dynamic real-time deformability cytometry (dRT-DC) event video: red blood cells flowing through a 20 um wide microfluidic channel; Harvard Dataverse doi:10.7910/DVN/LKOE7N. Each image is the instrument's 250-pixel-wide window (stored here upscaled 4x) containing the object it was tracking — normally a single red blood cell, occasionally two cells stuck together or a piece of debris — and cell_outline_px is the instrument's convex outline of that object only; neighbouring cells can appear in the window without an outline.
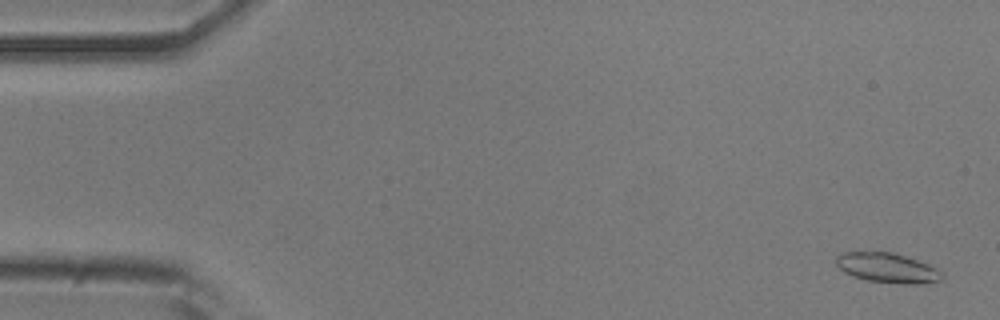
{"species": "common noctule bat (a hibernating species)", "species_latin": "Nyctalus noctula", "temperature_condition": "room temperature", "stored_images_in_passage": 54, "camera_frame_rate_fps": 3000, "um_per_image_px": 0.085, "animal": {"sex": "male", "body_mass_g": 20.5, "forearm_length_mm": 52.5}, "frame": {"image": 1, "passage_image": 2, "time_ms": 0.333, "image_size_px": [1000, 320], "cell_outline_px": [[944, 280], [924, 284], [904, 284], [868, 280], [852, 276], [844, 272], [836, 264], [836, 256], [844, 252], [892, 252], [928, 264], [936, 268], [944, 276]], "centroid_in_image_um": [75.45, 22.78], "position_along_channel_um": 9.5, "area_um2": 18.32}}
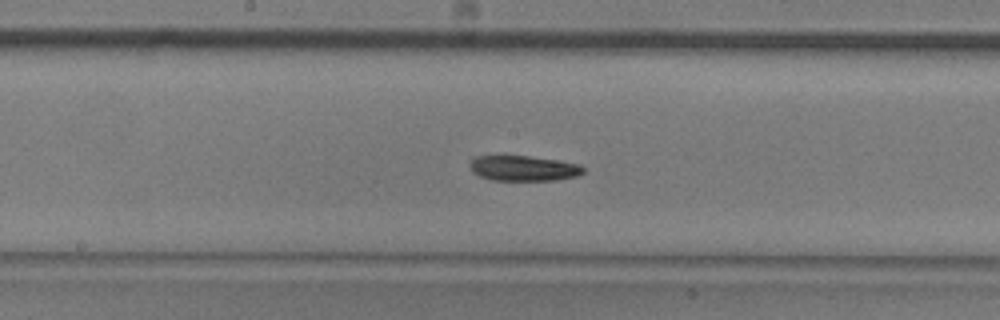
{"frame": {"image": 2, "passage_image": 28, "time_ms": 9.0, "image_size_px": [1000, 320], "cell_outline_px": [[584, 172], [576, 176], [556, 180], [492, 180], [480, 176], [472, 172], [468, 164], [476, 156], [528, 156], [556, 160], [580, 164], [584, 168]], "centroid_in_image_um": [44.49, 14.3], "position_along_channel_um": 203.7, "area_um2": 16.65}}
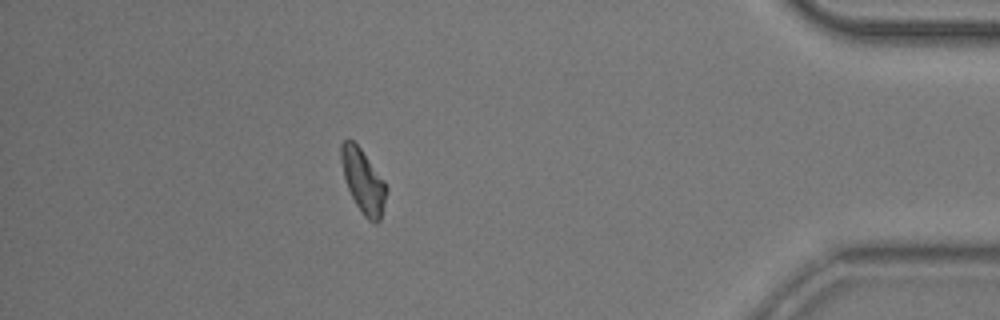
{"frame": {"image": 3, "passage_image": 48, "time_ms": 15.667, "image_size_px": [1000, 320], "cell_outline_px": [[388, 192], [380, 220], [376, 224], [372, 224], [364, 216], [356, 204], [348, 188], [344, 176], [340, 160], [340, 144], [348, 136], [360, 148], [384, 180], [388, 188]], "centroid_in_image_um": [30.87, 15.39], "position_along_channel_um": 404.3, "area_um2": 16.94}, "authors_computed_cell_mechanics": {"area_um2": 17.34, "velocity_mm_per_s": 3.7114, "shape_relaxation_time_tau1_ms": 2.2364, "shape_relaxation_time_tau2_ms": 2.8859, "deformation_change_tau1": 0.0962, "deformation_change_tau2": 0.074}}